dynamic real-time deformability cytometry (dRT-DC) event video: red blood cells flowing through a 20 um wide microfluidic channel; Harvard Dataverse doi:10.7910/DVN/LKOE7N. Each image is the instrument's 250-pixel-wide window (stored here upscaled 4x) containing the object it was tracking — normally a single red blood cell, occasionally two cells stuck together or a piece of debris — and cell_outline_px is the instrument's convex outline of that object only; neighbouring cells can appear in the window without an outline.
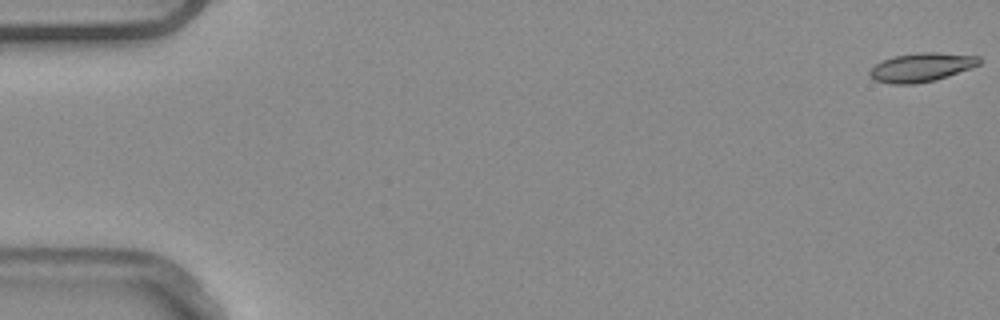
{"species": "common noctule bat (a hibernating species)", "species_latin": "Nyctalus noctula", "temperature_condition": "warm", "stored_images_in_passage": 7, "camera_frame_rate_fps": 3000, "um_per_image_px": 0.085, "animal": {"sex": "male", "body_mass_g": 20.4}, "frame": {"image": 1, "passage_image": 1, "time_ms": 0.0, "image_size_px": [1000, 320], "cell_outline_px": [[980, 64], [948, 76], [932, 80], [912, 84], [892, 84], [876, 80], [868, 72], [880, 60], [892, 56], [920, 52], [936, 52], [980, 56]], "centroid_in_image_um": [78.31, 5.7], "position_along_channel_um": 6.7, "area_um2": 18.21}}
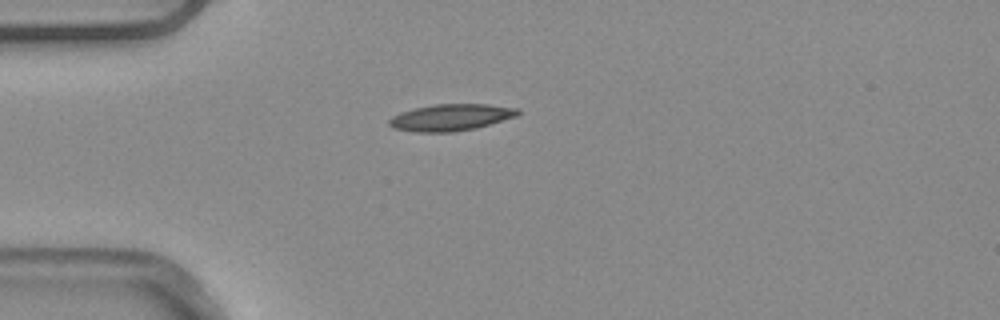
{"frame": {"image": 2, "passage_image": 5, "time_ms": 1.333, "image_size_px": [1000, 320], "cell_outline_px": [[520, 112], [516, 116], [476, 128], [452, 132], [416, 132], [392, 128], [388, 124], [388, 120], [392, 116], [400, 112], [416, 108], [436, 104], [488, 104], [520, 108]], "centroid_in_image_um": [38.31, 9.98], "position_along_channel_um": 46.7, "area_um2": 20.0}}
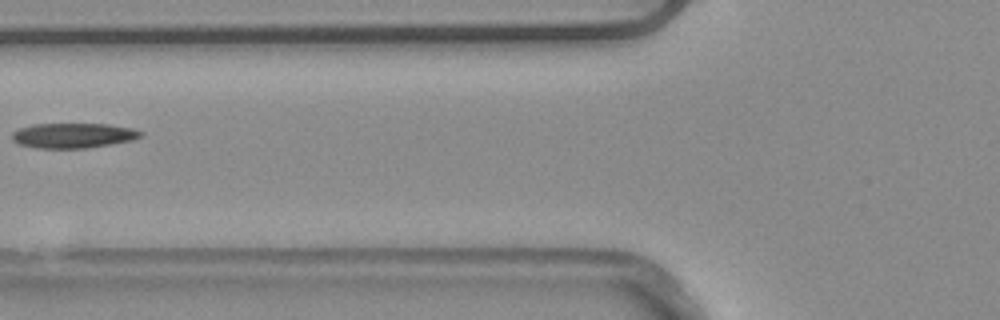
{"frame": {"image": 3, "passage_image": 7, "time_ms": 2.0, "image_size_px": [1000, 320], "cell_outline_px": [[144, 132], [140, 136], [132, 140], [84, 148], [36, 148], [20, 144], [12, 140], [12, 132], [20, 128], [32, 124], [108, 124], [132, 128]], "centroid_in_image_um": [6.19, 11.51], "position_along_channel_um": 119.6, "area_um2": 18.55}}